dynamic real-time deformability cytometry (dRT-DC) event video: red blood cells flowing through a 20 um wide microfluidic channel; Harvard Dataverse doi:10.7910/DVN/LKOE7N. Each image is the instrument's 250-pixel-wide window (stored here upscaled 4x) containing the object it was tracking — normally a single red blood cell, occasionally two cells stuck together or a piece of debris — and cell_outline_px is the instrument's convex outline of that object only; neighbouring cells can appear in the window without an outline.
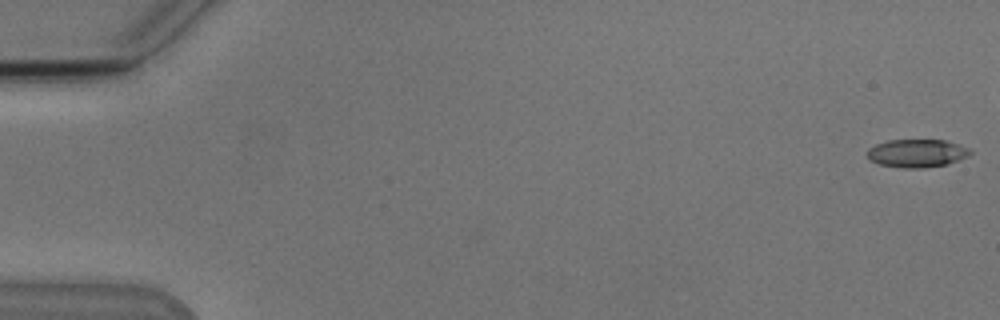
{"species": "Egyptian fruit bat (a non-hibernating species)", "species_latin": "Rousettus aegyptiacus", "temperature_condition": "cold", "stored_images_in_passage": 48, "camera_frame_rate_fps": 3000, "um_per_image_px": 0.085, "animal": {"sex": "male"}, "frame": {"image": 1, "passage_image": 1, "time_ms": 0.0, "image_size_px": [1000, 320], "cell_outline_px": [[972, 152], [968, 156], [948, 164], [924, 168], [900, 168], [880, 164], [872, 160], [868, 156], [868, 148], [876, 144], [888, 140], [944, 140], [968, 148]], "centroid_in_image_um": [77.94, 13.03], "position_along_channel_um": 7.1, "area_um2": 16.7}}
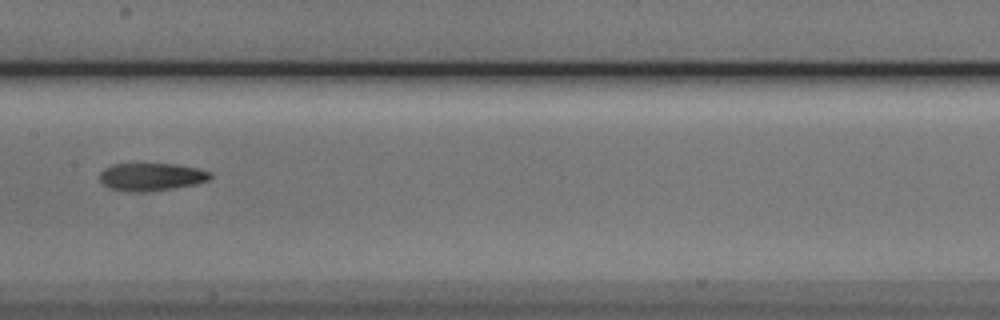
{"frame": {"image": 2, "passage_image": 28, "time_ms": 9.0, "image_size_px": [1000, 320], "cell_outline_px": [[212, 176], [208, 180], [196, 184], [148, 192], [128, 192], [108, 188], [100, 180], [100, 172], [104, 168], [112, 164], [176, 164], [196, 168], [212, 172]], "centroid_in_image_um": [12.85, 15.04], "position_along_channel_um": 194.6, "area_um2": 17.98}}
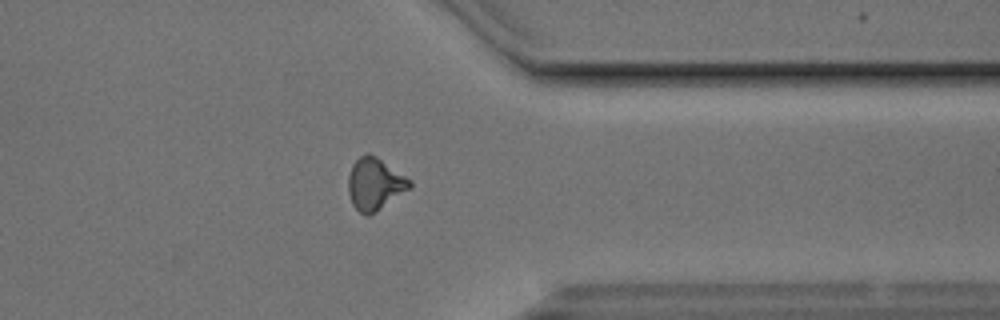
{"frame": {"image": 3, "passage_image": 43, "time_ms": 14.0, "image_size_px": [1000, 320], "cell_outline_px": [[412, 188], [376, 212], [368, 216], [360, 212], [352, 204], [348, 192], [348, 176], [352, 164], [360, 156], [368, 152], [376, 156], [412, 180]], "centroid_in_image_um": [31.88, 15.64], "position_along_channel_um": 379.5, "area_um2": 18.84}, "authors_computed_cell_mechanics": {"area_um2": 17.7446, "velocity_mm_per_s": 3.8335, "shape_relaxation_time_tau1_ms": 6.522, "shape_relaxation_time_tau2_ms": 9.5979, "deformation_change_tau1": 0.1817, "deformation_change_tau2": 0.2113}}